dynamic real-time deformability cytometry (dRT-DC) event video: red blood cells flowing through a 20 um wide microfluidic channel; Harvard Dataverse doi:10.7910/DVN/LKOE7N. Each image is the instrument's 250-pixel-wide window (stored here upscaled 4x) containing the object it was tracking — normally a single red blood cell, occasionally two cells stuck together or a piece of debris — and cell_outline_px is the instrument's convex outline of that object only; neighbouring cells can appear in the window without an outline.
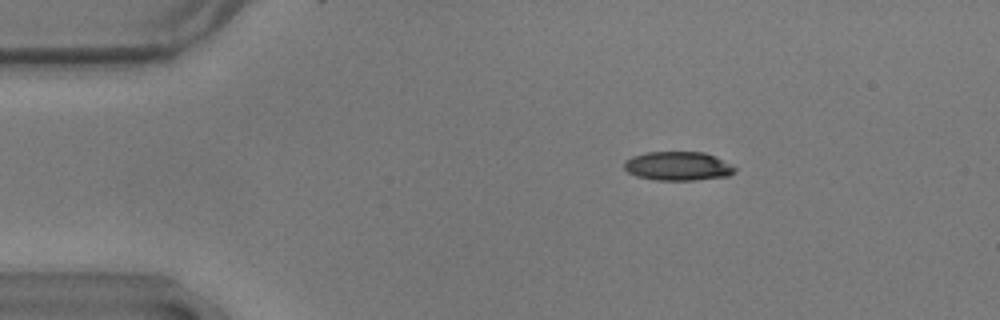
{"species": "common noctule bat (a hibernating species)", "species_latin": "Nyctalus noctula", "temperature_condition": "warm", "stored_images_in_passage": 51, "camera_frame_rate_fps": 3000, "um_per_image_px": 0.085, "animal": {"sex": "male", "body_mass_g": 17.9}, "frame": {"image": 1, "passage_image": 4, "time_ms": 1.0, "image_size_px": [1000, 320], "cell_outline_px": [[736, 172], [728, 176], [696, 180], [656, 180], [636, 176], [628, 172], [624, 168], [624, 160], [632, 156], [648, 152], [704, 152], [716, 156], [732, 164], [736, 168]], "centroid_in_image_um": [57.65, 14.11], "position_along_channel_um": 27.4, "area_um2": 18.84}}
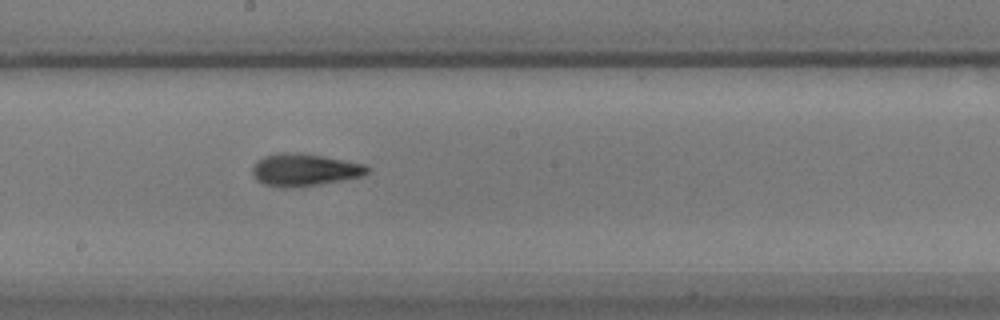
{"frame": {"image": 2, "passage_image": 25, "time_ms": 8.0, "image_size_px": [1000, 320], "cell_outline_px": [[372, 168], [364, 176], [316, 184], [264, 184], [256, 180], [252, 172], [252, 168], [256, 160], [264, 156], [280, 152], [300, 152], [344, 160], [364, 164]], "centroid_in_image_um": [25.91, 14.37], "position_along_channel_um": 222.3, "area_um2": 20.87}}
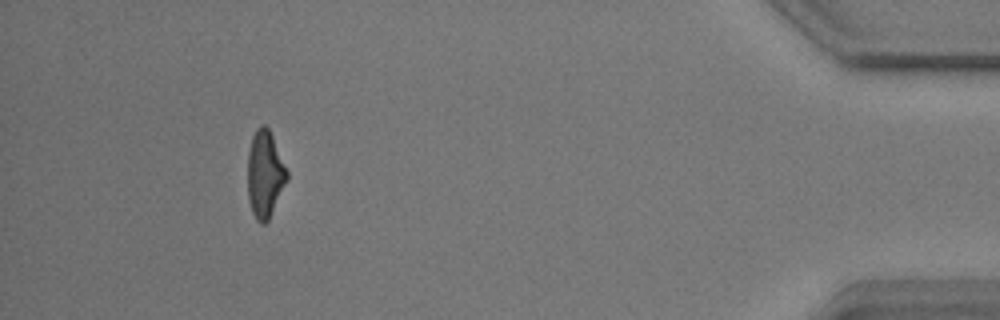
{"frame": {"image": 3, "passage_image": 46, "time_ms": 15.0, "image_size_px": [1000, 320], "cell_outline_px": [[288, 180], [268, 220], [264, 224], [260, 224], [256, 220], [252, 212], [248, 200], [248, 152], [252, 136], [256, 128], [260, 124], [264, 124], [268, 128], [272, 136], [288, 172]], "centroid_in_image_um": [22.51, 14.81], "position_along_channel_um": 412.7, "area_um2": 19.94}}